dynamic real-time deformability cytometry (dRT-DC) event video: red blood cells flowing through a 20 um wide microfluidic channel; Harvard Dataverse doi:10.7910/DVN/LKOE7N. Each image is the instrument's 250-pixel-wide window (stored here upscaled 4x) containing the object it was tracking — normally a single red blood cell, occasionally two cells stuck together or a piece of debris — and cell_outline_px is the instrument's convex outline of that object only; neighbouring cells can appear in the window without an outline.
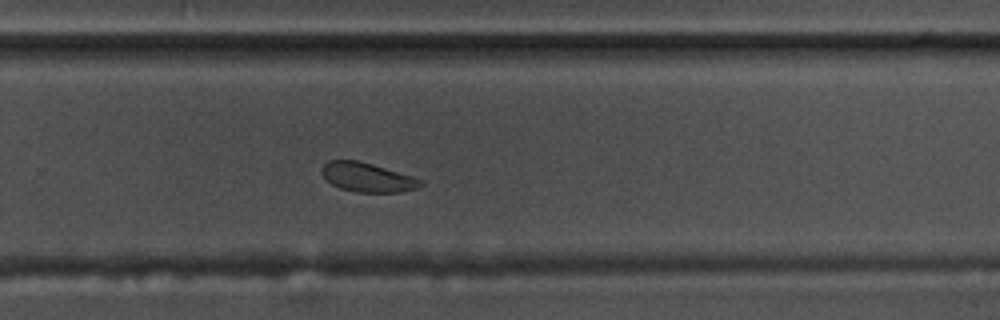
{"species": "common noctule bat (a hibernating species)", "species_latin": "Nyctalus noctula", "temperature_condition": "warm", "stored_images_in_passage": 34, "camera_frame_rate_fps": 3000, "um_per_image_px": 0.085, "animal": {"sex": "male", "body_mass_g": 17.5, "forearm_length_mm": 52.3}, "frame": {"image": 1, "passage_image": 25, "time_ms": 8.0, "image_size_px": [1000, 320], "cell_outline_px": [[424, 184], [416, 188], [400, 192], [356, 192], [340, 188], [332, 184], [320, 172], [320, 168], [328, 160], [360, 160], [412, 176], [424, 180]], "centroid_in_image_um": [31.22, 15.06], "position_along_channel_um": 298.6, "area_um2": 16.88}, "authors_computed_cell_mechanics": {"area_um2": 17.8602, "velocity_mm_per_s": 3.6097, "shape_relaxation_time_tau1_ms": 1.6513, "shape_relaxation_time_tau2_ms": 2.0537, "deformation_change_tau1": 0.0815, "deformation_change_tau2": 0.0601}}